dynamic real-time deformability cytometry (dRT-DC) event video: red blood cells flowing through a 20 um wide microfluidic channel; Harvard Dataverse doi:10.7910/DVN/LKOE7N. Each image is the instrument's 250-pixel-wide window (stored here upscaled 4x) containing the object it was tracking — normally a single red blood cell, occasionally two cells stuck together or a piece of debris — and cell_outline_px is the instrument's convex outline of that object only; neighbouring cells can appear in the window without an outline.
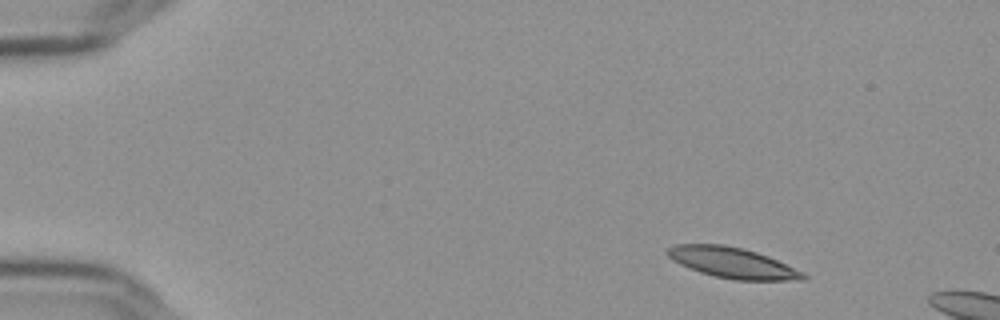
{"species": "Egyptian fruit bat (a non-hibernating species)", "species_latin": "Rousettus aegyptiacus", "temperature_condition": "cold", "stored_images_in_passage": 12, "camera_frame_rate_fps": 3000, "um_per_image_px": 0.085, "frame": {"image": 1, "passage_image": 6, "time_ms": 1.667, "image_size_px": [1000, 320], "cell_outline_px": [[800, 276], [776, 280], [744, 280], [720, 276], [704, 272], [692, 268], [676, 260], [672, 256], [688, 244], [712, 244], [736, 248], [752, 252], [764, 256], [796, 272]], "centroid_in_image_um": [62.23, 22.35], "position_along_channel_um": 22.8, "area_um2": 20.46}}